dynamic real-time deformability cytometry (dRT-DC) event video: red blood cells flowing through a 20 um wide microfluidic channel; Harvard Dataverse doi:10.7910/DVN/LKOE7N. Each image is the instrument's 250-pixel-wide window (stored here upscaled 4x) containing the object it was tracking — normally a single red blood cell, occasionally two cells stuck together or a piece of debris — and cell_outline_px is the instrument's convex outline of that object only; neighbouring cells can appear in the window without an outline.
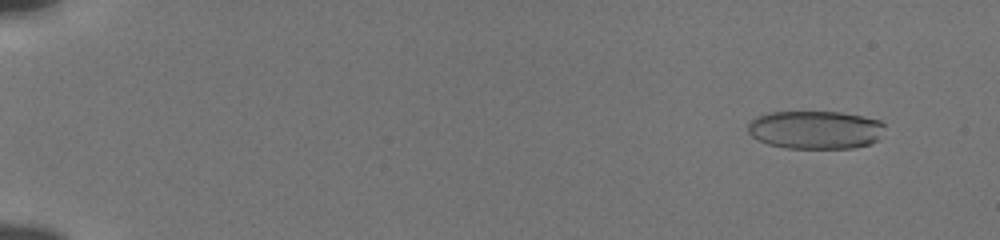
{"species": "human", "species_latin": "Homo sapiens", "temperature_condition": "cold", "stored_images_in_passage": 56, "camera_frame_rate_fps": 3000, "um_per_image_px": 0.085, "donor": {"sex": "male"}, "frame": {"image": 1, "passage_image": 5, "time_ms": 1.333, "image_size_px": [1000, 240], "cell_outline_px": [[884, 128], [880, 140], [856, 148], [784, 148], [768, 144], [752, 136], [748, 132], [748, 124], [756, 116], [772, 112], [840, 112], [880, 120], [884, 124]], "centroid_in_image_um": [69.33, 11.04], "position_along_channel_um": 15.7, "area_um2": 30.58}}
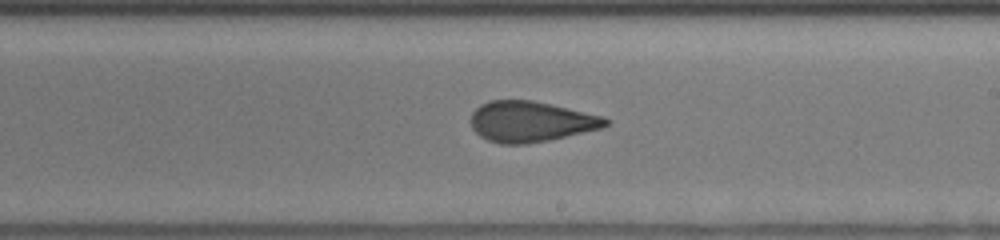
{"frame": {"image": 2, "passage_image": 35, "time_ms": 11.333, "image_size_px": [1000, 240], "cell_outline_px": [[612, 120], [604, 128], [548, 140], [528, 144], [500, 144], [488, 140], [480, 136], [472, 128], [472, 112], [480, 104], [488, 100], [532, 100], [552, 104], [604, 116]], "centroid_in_image_um": [45.15, 10.33], "position_along_channel_um": 243.9, "area_um2": 32.14}}
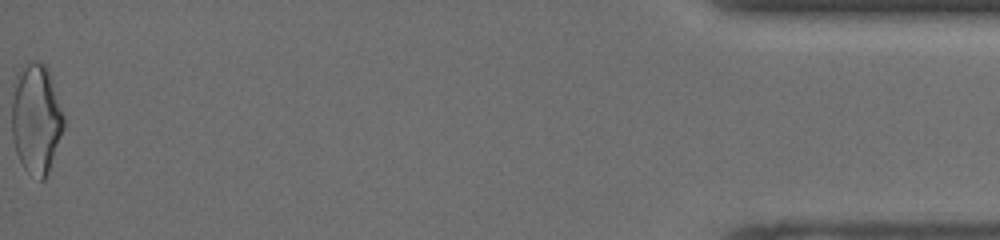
{"frame": {"image": 3, "passage_image": 56, "time_ms": 18.333, "image_size_px": [1000, 240], "cell_outline_px": [[64, 128], [48, 172], [44, 180], [40, 180], [28, 172], [24, 168], [16, 152], [12, 140], [12, 84], [16, 72], [24, 60], [36, 60], [44, 64], [48, 68], [64, 116]], "centroid_in_image_um": [3.04, 10.01], "position_along_channel_um": 432.2, "area_um2": 33.87}, "authors_computed_cell_mechanics": {"area_um2": 32.1079, "velocity_mm_per_s": 3.8577, "shape_relaxation_time_tau1_ms": 10.8072, "shape_relaxation_time_tau2_ms": 1.1622, "deformation_change_tau1": 0.2525, "deformation_change_tau2": 0.0859}}